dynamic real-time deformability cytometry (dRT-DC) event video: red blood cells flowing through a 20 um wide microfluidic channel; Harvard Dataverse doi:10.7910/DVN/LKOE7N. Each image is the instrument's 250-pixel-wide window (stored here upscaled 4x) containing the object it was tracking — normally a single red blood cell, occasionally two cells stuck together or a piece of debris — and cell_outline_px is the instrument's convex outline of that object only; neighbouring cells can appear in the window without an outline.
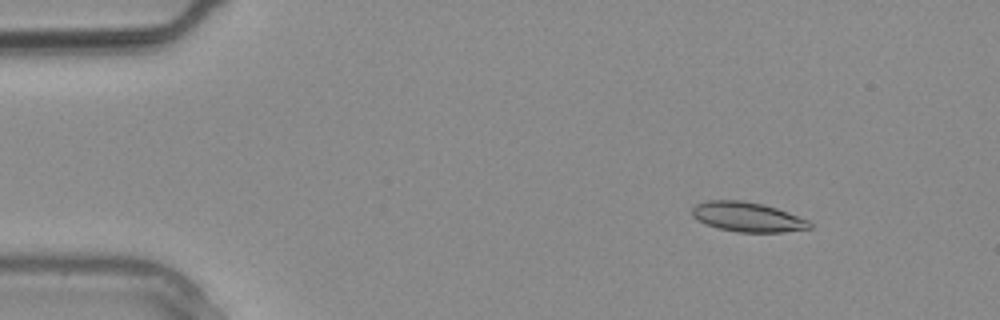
{"species": "common noctule bat (a hibernating species)", "species_latin": "Nyctalus noctula", "temperature_condition": "warm", "stored_images_in_passage": 3, "camera_frame_rate_fps": 3000, "um_per_image_px": 0.085, "animal": {"sex": "male", "body_mass_g": 20.4}, "frame": {"image": 1, "passage_image": 2, "time_ms": 0.333, "image_size_px": [1000, 320], "cell_outline_px": [[812, 228], [784, 232], [736, 232], [704, 224], [696, 220], [692, 216], [692, 208], [696, 204], [708, 200], [740, 200], [764, 204], [788, 212], [808, 220], [812, 224]], "centroid_in_image_um": [63.52, 18.44], "position_along_channel_um": 21.5, "area_um2": 20.4}}